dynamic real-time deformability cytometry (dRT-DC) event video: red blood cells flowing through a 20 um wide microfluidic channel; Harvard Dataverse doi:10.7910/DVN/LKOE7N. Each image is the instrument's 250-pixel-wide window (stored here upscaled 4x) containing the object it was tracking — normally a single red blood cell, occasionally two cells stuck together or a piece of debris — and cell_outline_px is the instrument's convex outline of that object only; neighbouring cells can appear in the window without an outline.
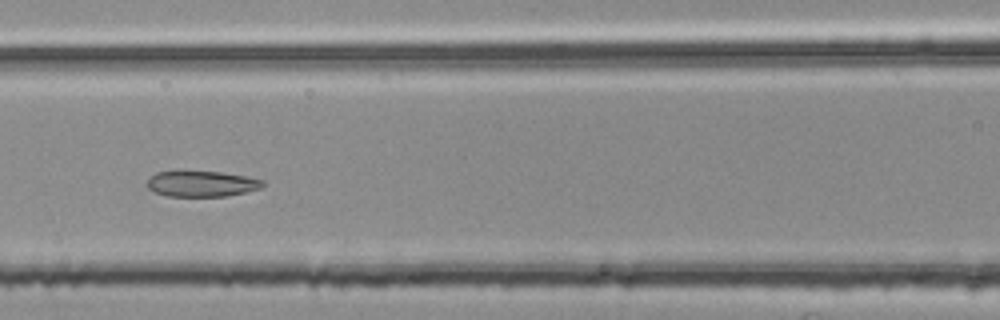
{"species": "common noctule bat (a hibernating species)", "species_latin": "Nyctalus noctula", "temperature_condition": "room temperature", "stored_images_in_passage": 46, "segment_of_instrument_passage": [2, 2], "camera_frame_rate_fps": 3000, "um_per_image_px": 0.085, "animal": {"sex": "female", "body_mass_g": 25.1}, "frame": {"image": 1, "passage_image": 17, "time_ms": 5.333, "image_size_px": [1000, 320], "cell_outline_px": [[264, 184], [260, 188], [244, 192], [224, 196], [168, 196], [156, 192], [148, 188], [148, 180], [156, 172], [220, 172], [244, 176], [264, 180]], "centroid_in_image_um": [17.15, 15.63], "position_along_channel_um": 149.4, "area_um2": 16.88}}
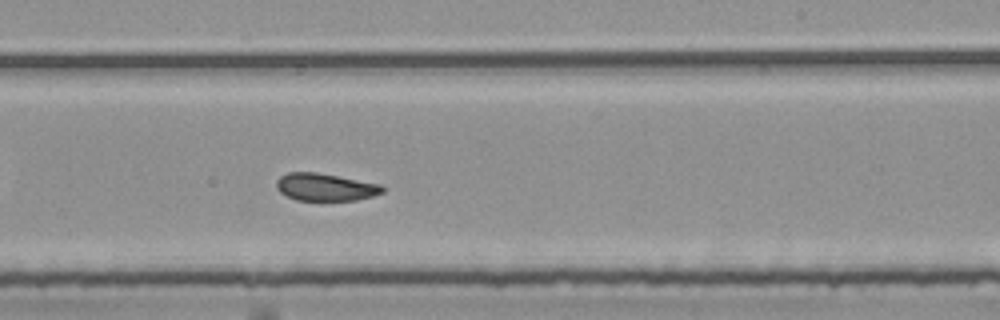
{"frame": {"image": 2, "passage_image": 26, "time_ms": 8.333, "image_size_px": [1000, 320], "cell_outline_px": [[384, 192], [372, 196], [356, 200], [296, 200], [280, 192], [276, 188], [276, 180], [280, 176], [288, 172], [316, 172], [380, 184], [384, 188]], "centroid_in_image_um": [27.63, 15.9], "position_along_channel_um": 261.4, "area_um2": 16.88}}
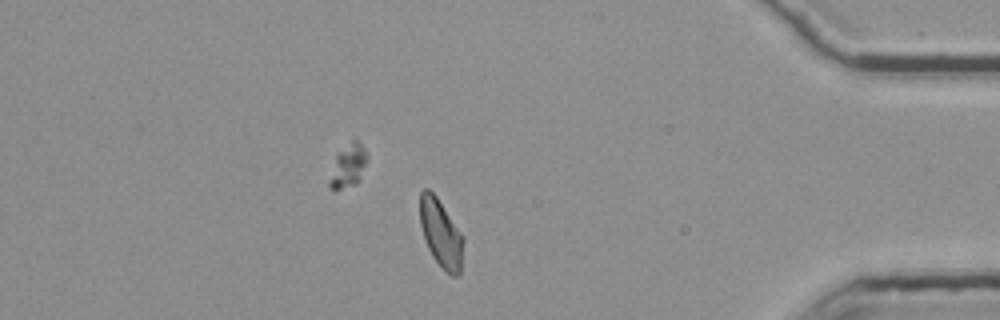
{"frame": {"image": 3, "passage_image": 40, "time_ms": 13.0, "image_size_px": [1000, 320], "cell_outline_px": [[464, 240], [460, 276], [452, 276], [432, 256], [428, 248], [420, 224], [420, 192], [424, 188], [428, 188], [436, 196], [464, 236]], "centroid_in_image_um": [37.49, 19.83], "position_along_channel_um": 397.7, "area_um2": 17.05}}